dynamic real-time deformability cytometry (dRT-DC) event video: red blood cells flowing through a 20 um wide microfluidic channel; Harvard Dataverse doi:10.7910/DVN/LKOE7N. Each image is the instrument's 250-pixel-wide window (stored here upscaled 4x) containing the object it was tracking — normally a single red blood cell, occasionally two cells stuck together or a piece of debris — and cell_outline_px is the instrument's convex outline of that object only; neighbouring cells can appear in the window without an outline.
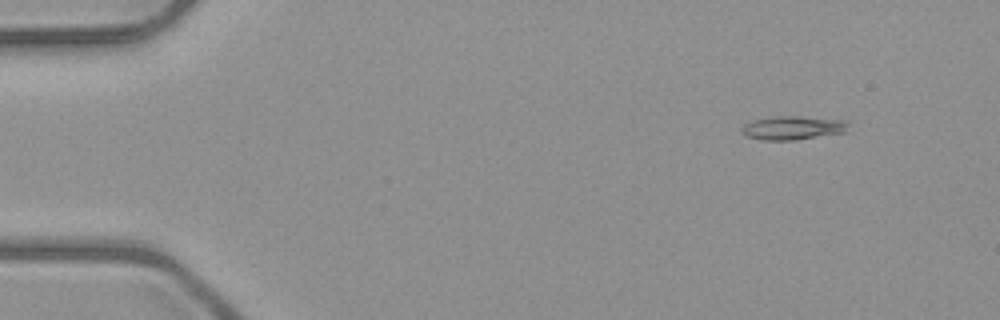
{"species": "common noctule bat (a hibernating species)", "species_latin": "Nyctalus noctula", "temperature_condition": "room temperature", "stored_images_in_passage": 47, "camera_frame_rate_fps": 3000, "um_per_image_px": 0.085, "animal": {"sex": "male", "body_mass_g": 23.1, "forearm_length_mm": 52.7}, "frame": {"image": 1, "passage_image": 1, "time_ms": 0.0, "image_size_px": [1000, 320], "cell_outline_px": [[848, 124], [844, 132], [796, 140], [764, 140], [748, 136], [740, 128], [744, 124], [752, 120], [768, 116], [800, 116], [844, 120]], "centroid_in_image_um": [67.35, 10.85], "position_along_channel_um": 17.7, "area_um2": 14.62}}
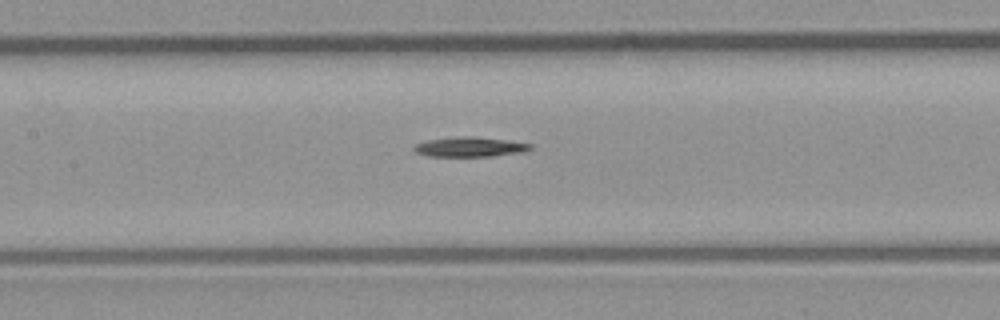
{"frame": {"image": 2, "passage_image": 20, "time_ms": 6.333, "image_size_px": [1000, 320], "cell_outline_px": [[532, 148], [524, 152], [492, 156], [428, 156], [416, 152], [412, 148], [416, 144], [428, 140], [468, 136], [508, 140], [532, 144]], "centroid_in_image_um": [39.97, 12.49], "position_along_channel_um": 167.4, "area_um2": 13.18}}
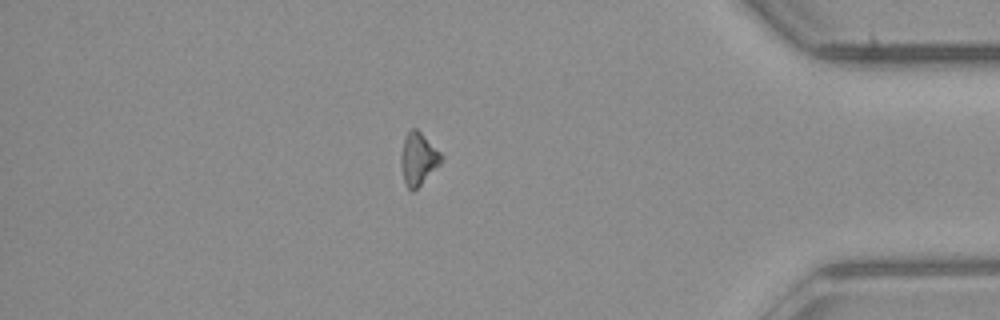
{"frame": {"image": 3, "passage_image": 40, "time_ms": 13.0, "image_size_px": [1000, 320], "cell_outline_px": [[444, 156], [440, 164], [412, 192], [408, 188], [404, 180], [400, 160], [400, 156], [404, 140], [408, 132], [412, 128], [416, 128]], "centroid_in_image_um": [35.55, 13.49], "position_along_channel_um": 399.7, "area_um2": 11.96}}